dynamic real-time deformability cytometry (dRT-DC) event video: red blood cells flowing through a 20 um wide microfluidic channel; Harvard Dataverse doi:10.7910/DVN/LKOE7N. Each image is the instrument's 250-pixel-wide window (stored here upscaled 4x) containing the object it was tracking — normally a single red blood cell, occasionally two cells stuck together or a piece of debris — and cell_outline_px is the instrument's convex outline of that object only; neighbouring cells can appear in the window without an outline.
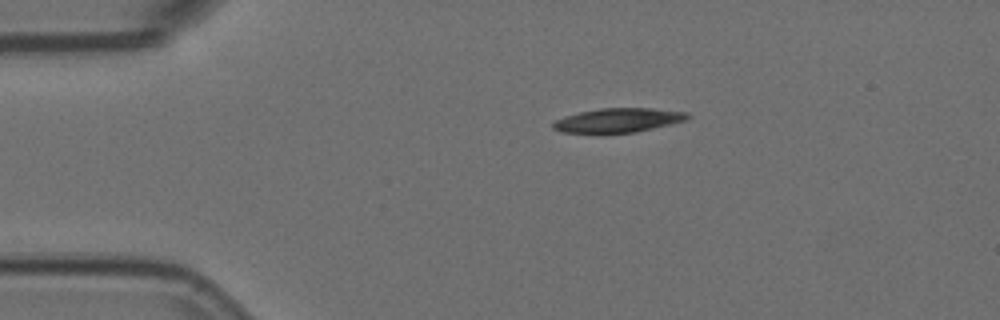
{"species": "Egyptian fruit bat (a non-hibernating species)", "species_latin": "Rousettus aegyptiacus", "temperature_condition": "room temperature", "stored_images_in_passage": 8, "camera_frame_rate_fps": 3000, "um_per_image_px": 0.085, "animal": {"sex": "female"}, "frame": {"image": 1, "passage_image": 1, "time_ms": 0.0, "image_size_px": [1000, 320], "cell_outline_px": [[692, 116], [688, 120], [672, 124], [636, 132], [600, 136], [560, 132], [552, 128], [552, 124], [556, 120], [564, 116], [580, 112], [600, 108], [652, 108], [688, 112]], "centroid_in_image_um": [52.52, 10.27], "position_along_channel_um": 32.5, "area_um2": 20.0}}
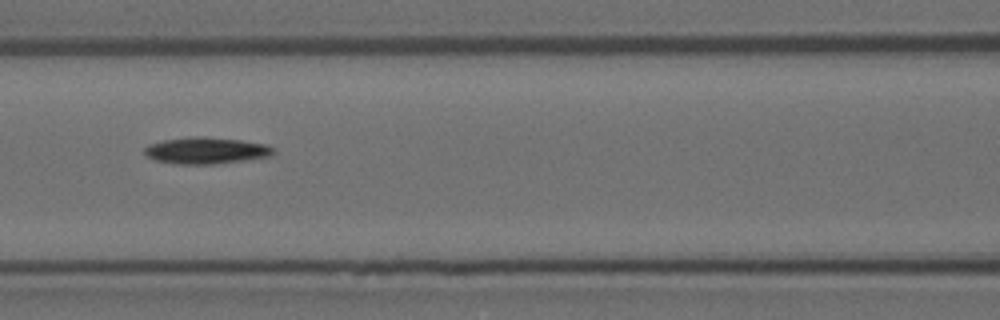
{"frame": {"image": 2, "passage_image": 4, "time_ms": 1.0, "image_size_px": [1000, 320], "cell_outline_px": [[276, 152], [268, 156], [244, 160], [212, 164], [180, 164], [156, 160], [148, 156], [144, 152], [144, 148], [148, 144], [164, 140], [196, 136], [204, 136], [240, 140], [268, 144], [276, 148]], "centroid_in_image_um": [17.56, 12.78], "position_along_channel_um": 149.0, "area_um2": 19.88}}
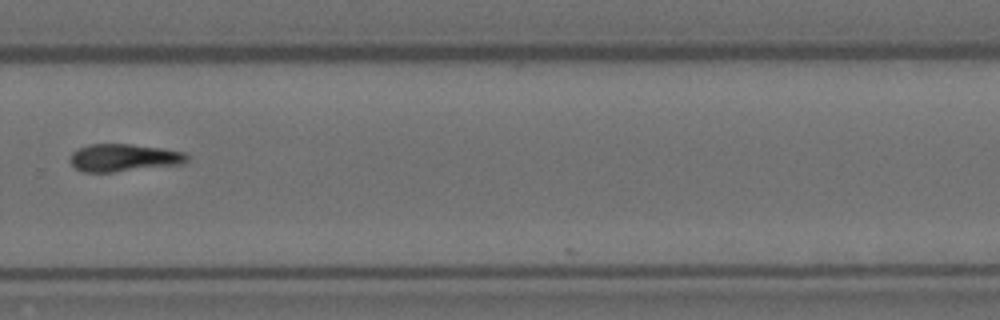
{"frame": {"image": 3, "passage_image": 8, "time_ms": 2.333, "image_size_px": [1000, 320], "cell_outline_px": [[188, 160], [184, 164], [112, 172], [84, 172], [76, 168], [72, 164], [68, 156], [76, 148], [88, 144], [128, 144], [160, 148], [184, 152], [188, 156]], "centroid_in_image_um": [10.49, 13.4], "position_along_channel_um": 319.3, "area_um2": 18.84}}